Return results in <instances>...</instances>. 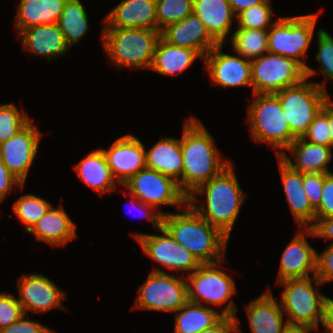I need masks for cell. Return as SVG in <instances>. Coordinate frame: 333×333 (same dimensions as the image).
<instances>
[{
	"instance_id": "cell-23",
	"label": "cell",
	"mask_w": 333,
	"mask_h": 333,
	"mask_svg": "<svg viewBox=\"0 0 333 333\" xmlns=\"http://www.w3.org/2000/svg\"><path fill=\"white\" fill-rule=\"evenodd\" d=\"M77 225L61 204L53 205L27 232L34 234L36 242H46L51 247H64L77 237Z\"/></svg>"
},
{
	"instance_id": "cell-20",
	"label": "cell",
	"mask_w": 333,
	"mask_h": 333,
	"mask_svg": "<svg viewBox=\"0 0 333 333\" xmlns=\"http://www.w3.org/2000/svg\"><path fill=\"white\" fill-rule=\"evenodd\" d=\"M103 28L157 30L156 0H122L103 18Z\"/></svg>"
},
{
	"instance_id": "cell-18",
	"label": "cell",
	"mask_w": 333,
	"mask_h": 333,
	"mask_svg": "<svg viewBox=\"0 0 333 333\" xmlns=\"http://www.w3.org/2000/svg\"><path fill=\"white\" fill-rule=\"evenodd\" d=\"M306 236L315 237V234L311 228H299L283 250L276 283L316 276L317 251L306 240Z\"/></svg>"
},
{
	"instance_id": "cell-26",
	"label": "cell",
	"mask_w": 333,
	"mask_h": 333,
	"mask_svg": "<svg viewBox=\"0 0 333 333\" xmlns=\"http://www.w3.org/2000/svg\"><path fill=\"white\" fill-rule=\"evenodd\" d=\"M193 14L205 24L209 35L224 44L231 33L236 15L228 0H193Z\"/></svg>"
},
{
	"instance_id": "cell-46",
	"label": "cell",
	"mask_w": 333,
	"mask_h": 333,
	"mask_svg": "<svg viewBox=\"0 0 333 333\" xmlns=\"http://www.w3.org/2000/svg\"><path fill=\"white\" fill-rule=\"evenodd\" d=\"M24 186L25 185L7 169L0 159V203H2L13 190V187L22 190Z\"/></svg>"
},
{
	"instance_id": "cell-51",
	"label": "cell",
	"mask_w": 333,
	"mask_h": 333,
	"mask_svg": "<svg viewBox=\"0 0 333 333\" xmlns=\"http://www.w3.org/2000/svg\"><path fill=\"white\" fill-rule=\"evenodd\" d=\"M319 329L309 326V325H302V324H291L287 323L282 333H311V331H318Z\"/></svg>"
},
{
	"instance_id": "cell-47",
	"label": "cell",
	"mask_w": 333,
	"mask_h": 333,
	"mask_svg": "<svg viewBox=\"0 0 333 333\" xmlns=\"http://www.w3.org/2000/svg\"><path fill=\"white\" fill-rule=\"evenodd\" d=\"M240 320L238 317L223 316L211 328L199 333H241Z\"/></svg>"
},
{
	"instance_id": "cell-13",
	"label": "cell",
	"mask_w": 333,
	"mask_h": 333,
	"mask_svg": "<svg viewBox=\"0 0 333 333\" xmlns=\"http://www.w3.org/2000/svg\"><path fill=\"white\" fill-rule=\"evenodd\" d=\"M157 232L161 235L133 231L131 236L133 235L138 241L146 256L169 271H180L183 274L188 272L190 275L201 265L197 258L178 243L163 226Z\"/></svg>"
},
{
	"instance_id": "cell-40",
	"label": "cell",
	"mask_w": 333,
	"mask_h": 333,
	"mask_svg": "<svg viewBox=\"0 0 333 333\" xmlns=\"http://www.w3.org/2000/svg\"><path fill=\"white\" fill-rule=\"evenodd\" d=\"M24 314L17 296L0 292V330L18 321Z\"/></svg>"
},
{
	"instance_id": "cell-5",
	"label": "cell",
	"mask_w": 333,
	"mask_h": 333,
	"mask_svg": "<svg viewBox=\"0 0 333 333\" xmlns=\"http://www.w3.org/2000/svg\"><path fill=\"white\" fill-rule=\"evenodd\" d=\"M247 108V125L252 140L268 144L277 157L296 139L290 131L283 107L275 94H254Z\"/></svg>"
},
{
	"instance_id": "cell-15",
	"label": "cell",
	"mask_w": 333,
	"mask_h": 333,
	"mask_svg": "<svg viewBox=\"0 0 333 333\" xmlns=\"http://www.w3.org/2000/svg\"><path fill=\"white\" fill-rule=\"evenodd\" d=\"M224 44H218L204 57V71L213 85L225 88L251 86V61L238 54L223 53Z\"/></svg>"
},
{
	"instance_id": "cell-35",
	"label": "cell",
	"mask_w": 333,
	"mask_h": 333,
	"mask_svg": "<svg viewBox=\"0 0 333 333\" xmlns=\"http://www.w3.org/2000/svg\"><path fill=\"white\" fill-rule=\"evenodd\" d=\"M193 14V0H156L157 30Z\"/></svg>"
},
{
	"instance_id": "cell-24",
	"label": "cell",
	"mask_w": 333,
	"mask_h": 333,
	"mask_svg": "<svg viewBox=\"0 0 333 333\" xmlns=\"http://www.w3.org/2000/svg\"><path fill=\"white\" fill-rule=\"evenodd\" d=\"M274 298L270 287L245 306L252 333H282L287 320L280 302Z\"/></svg>"
},
{
	"instance_id": "cell-48",
	"label": "cell",
	"mask_w": 333,
	"mask_h": 333,
	"mask_svg": "<svg viewBox=\"0 0 333 333\" xmlns=\"http://www.w3.org/2000/svg\"><path fill=\"white\" fill-rule=\"evenodd\" d=\"M315 237L329 240L328 244H333V216L315 219V223L310 227Z\"/></svg>"
},
{
	"instance_id": "cell-12",
	"label": "cell",
	"mask_w": 333,
	"mask_h": 333,
	"mask_svg": "<svg viewBox=\"0 0 333 333\" xmlns=\"http://www.w3.org/2000/svg\"><path fill=\"white\" fill-rule=\"evenodd\" d=\"M128 193L141 202L153 206L157 211L161 205L183 208L188 197L172 178L150 168H143L122 185Z\"/></svg>"
},
{
	"instance_id": "cell-22",
	"label": "cell",
	"mask_w": 333,
	"mask_h": 333,
	"mask_svg": "<svg viewBox=\"0 0 333 333\" xmlns=\"http://www.w3.org/2000/svg\"><path fill=\"white\" fill-rule=\"evenodd\" d=\"M284 194L294 220L300 228H310L315 223V209L303 187V173L293 170L281 157H277Z\"/></svg>"
},
{
	"instance_id": "cell-41",
	"label": "cell",
	"mask_w": 333,
	"mask_h": 333,
	"mask_svg": "<svg viewBox=\"0 0 333 333\" xmlns=\"http://www.w3.org/2000/svg\"><path fill=\"white\" fill-rule=\"evenodd\" d=\"M325 173H304L303 187L311 206L316 209L322 198Z\"/></svg>"
},
{
	"instance_id": "cell-3",
	"label": "cell",
	"mask_w": 333,
	"mask_h": 333,
	"mask_svg": "<svg viewBox=\"0 0 333 333\" xmlns=\"http://www.w3.org/2000/svg\"><path fill=\"white\" fill-rule=\"evenodd\" d=\"M162 226L201 264L225 260L229 237L202 218L188 203L162 216Z\"/></svg>"
},
{
	"instance_id": "cell-1",
	"label": "cell",
	"mask_w": 333,
	"mask_h": 333,
	"mask_svg": "<svg viewBox=\"0 0 333 333\" xmlns=\"http://www.w3.org/2000/svg\"><path fill=\"white\" fill-rule=\"evenodd\" d=\"M215 141L200 119L191 116L183 122L181 191L187 197L232 163L226 156L223 158Z\"/></svg>"
},
{
	"instance_id": "cell-39",
	"label": "cell",
	"mask_w": 333,
	"mask_h": 333,
	"mask_svg": "<svg viewBox=\"0 0 333 333\" xmlns=\"http://www.w3.org/2000/svg\"><path fill=\"white\" fill-rule=\"evenodd\" d=\"M318 51L315 58L320 65L321 74L327 79L333 81V37L324 29L317 31Z\"/></svg>"
},
{
	"instance_id": "cell-27",
	"label": "cell",
	"mask_w": 333,
	"mask_h": 333,
	"mask_svg": "<svg viewBox=\"0 0 333 333\" xmlns=\"http://www.w3.org/2000/svg\"><path fill=\"white\" fill-rule=\"evenodd\" d=\"M146 167L175 180L181 189L183 155L181 138L161 137L149 150H145Z\"/></svg>"
},
{
	"instance_id": "cell-9",
	"label": "cell",
	"mask_w": 333,
	"mask_h": 333,
	"mask_svg": "<svg viewBox=\"0 0 333 333\" xmlns=\"http://www.w3.org/2000/svg\"><path fill=\"white\" fill-rule=\"evenodd\" d=\"M315 286L323 285L316 276L303 279H288L277 282L281 287L280 305L287 323L309 325L319 329L324 307L329 297Z\"/></svg>"
},
{
	"instance_id": "cell-11",
	"label": "cell",
	"mask_w": 333,
	"mask_h": 333,
	"mask_svg": "<svg viewBox=\"0 0 333 333\" xmlns=\"http://www.w3.org/2000/svg\"><path fill=\"white\" fill-rule=\"evenodd\" d=\"M305 78V69L287 57L268 52L251 60L253 94H275Z\"/></svg>"
},
{
	"instance_id": "cell-36",
	"label": "cell",
	"mask_w": 333,
	"mask_h": 333,
	"mask_svg": "<svg viewBox=\"0 0 333 333\" xmlns=\"http://www.w3.org/2000/svg\"><path fill=\"white\" fill-rule=\"evenodd\" d=\"M273 8L271 0L249 7L236 16V28L269 30L273 22Z\"/></svg>"
},
{
	"instance_id": "cell-21",
	"label": "cell",
	"mask_w": 333,
	"mask_h": 333,
	"mask_svg": "<svg viewBox=\"0 0 333 333\" xmlns=\"http://www.w3.org/2000/svg\"><path fill=\"white\" fill-rule=\"evenodd\" d=\"M161 37L171 45L195 50L202 58L218 45L205 24L194 14L168 25L161 31Z\"/></svg>"
},
{
	"instance_id": "cell-31",
	"label": "cell",
	"mask_w": 333,
	"mask_h": 333,
	"mask_svg": "<svg viewBox=\"0 0 333 333\" xmlns=\"http://www.w3.org/2000/svg\"><path fill=\"white\" fill-rule=\"evenodd\" d=\"M174 333H199L216 324L223 315L211 307L187 302L175 313Z\"/></svg>"
},
{
	"instance_id": "cell-32",
	"label": "cell",
	"mask_w": 333,
	"mask_h": 333,
	"mask_svg": "<svg viewBox=\"0 0 333 333\" xmlns=\"http://www.w3.org/2000/svg\"><path fill=\"white\" fill-rule=\"evenodd\" d=\"M86 9L80 0H67L60 15L58 26L66 44L72 48L89 32Z\"/></svg>"
},
{
	"instance_id": "cell-33",
	"label": "cell",
	"mask_w": 333,
	"mask_h": 333,
	"mask_svg": "<svg viewBox=\"0 0 333 333\" xmlns=\"http://www.w3.org/2000/svg\"><path fill=\"white\" fill-rule=\"evenodd\" d=\"M229 40L232 50L247 60H254L268 53V30L236 28Z\"/></svg>"
},
{
	"instance_id": "cell-44",
	"label": "cell",
	"mask_w": 333,
	"mask_h": 333,
	"mask_svg": "<svg viewBox=\"0 0 333 333\" xmlns=\"http://www.w3.org/2000/svg\"><path fill=\"white\" fill-rule=\"evenodd\" d=\"M333 216V172L325 173L322 198L319 206L315 209V219Z\"/></svg>"
},
{
	"instance_id": "cell-10",
	"label": "cell",
	"mask_w": 333,
	"mask_h": 333,
	"mask_svg": "<svg viewBox=\"0 0 333 333\" xmlns=\"http://www.w3.org/2000/svg\"><path fill=\"white\" fill-rule=\"evenodd\" d=\"M188 302L187 282L182 274L171 275L154 267L138 288L134 309L175 313Z\"/></svg>"
},
{
	"instance_id": "cell-4",
	"label": "cell",
	"mask_w": 333,
	"mask_h": 333,
	"mask_svg": "<svg viewBox=\"0 0 333 333\" xmlns=\"http://www.w3.org/2000/svg\"><path fill=\"white\" fill-rule=\"evenodd\" d=\"M100 35L107 60L115 67L150 69L161 32L142 28H102Z\"/></svg>"
},
{
	"instance_id": "cell-28",
	"label": "cell",
	"mask_w": 333,
	"mask_h": 333,
	"mask_svg": "<svg viewBox=\"0 0 333 333\" xmlns=\"http://www.w3.org/2000/svg\"><path fill=\"white\" fill-rule=\"evenodd\" d=\"M74 170L85 185L100 195L113 193L119 185L112 175L101 148L89 152L74 166Z\"/></svg>"
},
{
	"instance_id": "cell-29",
	"label": "cell",
	"mask_w": 333,
	"mask_h": 333,
	"mask_svg": "<svg viewBox=\"0 0 333 333\" xmlns=\"http://www.w3.org/2000/svg\"><path fill=\"white\" fill-rule=\"evenodd\" d=\"M67 0H20L14 27L17 35L32 26L58 23Z\"/></svg>"
},
{
	"instance_id": "cell-19",
	"label": "cell",
	"mask_w": 333,
	"mask_h": 333,
	"mask_svg": "<svg viewBox=\"0 0 333 333\" xmlns=\"http://www.w3.org/2000/svg\"><path fill=\"white\" fill-rule=\"evenodd\" d=\"M17 37L20 39L24 53L45 58L47 61L65 56L71 49L66 44L57 23L29 27L22 30Z\"/></svg>"
},
{
	"instance_id": "cell-38",
	"label": "cell",
	"mask_w": 333,
	"mask_h": 333,
	"mask_svg": "<svg viewBox=\"0 0 333 333\" xmlns=\"http://www.w3.org/2000/svg\"><path fill=\"white\" fill-rule=\"evenodd\" d=\"M302 139L314 144L330 147L329 100L315 116Z\"/></svg>"
},
{
	"instance_id": "cell-34",
	"label": "cell",
	"mask_w": 333,
	"mask_h": 333,
	"mask_svg": "<svg viewBox=\"0 0 333 333\" xmlns=\"http://www.w3.org/2000/svg\"><path fill=\"white\" fill-rule=\"evenodd\" d=\"M52 204L37 195L23 194L13 202L12 210L16 218L25 226L28 232L33 225L46 213Z\"/></svg>"
},
{
	"instance_id": "cell-14",
	"label": "cell",
	"mask_w": 333,
	"mask_h": 333,
	"mask_svg": "<svg viewBox=\"0 0 333 333\" xmlns=\"http://www.w3.org/2000/svg\"><path fill=\"white\" fill-rule=\"evenodd\" d=\"M18 301L24 314H42L55 308L69 312L62 301L66 293L42 273L23 274L17 280Z\"/></svg>"
},
{
	"instance_id": "cell-30",
	"label": "cell",
	"mask_w": 333,
	"mask_h": 333,
	"mask_svg": "<svg viewBox=\"0 0 333 333\" xmlns=\"http://www.w3.org/2000/svg\"><path fill=\"white\" fill-rule=\"evenodd\" d=\"M197 59L203 60L195 50L171 45L160 37L150 70L168 77L177 76L191 67Z\"/></svg>"
},
{
	"instance_id": "cell-6",
	"label": "cell",
	"mask_w": 333,
	"mask_h": 333,
	"mask_svg": "<svg viewBox=\"0 0 333 333\" xmlns=\"http://www.w3.org/2000/svg\"><path fill=\"white\" fill-rule=\"evenodd\" d=\"M318 16V13L281 16L268 30V52L298 62L305 69L307 79L318 72L304 60L314 38Z\"/></svg>"
},
{
	"instance_id": "cell-42",
	"label": "cell",
	"mask_w": 333,
	"mask_h": 333,
	"mask_svg": "<svg viewBox=\"0 0 333 333\" xmlns=\"http://www.w3.org/2000/svg\"><path fill=\"white\" fill-rule=\"evenodd\" d=\"M316 278L323 286L333 282V244H328L322 253H317Z\"/></svg>"
},
{
	"instance_id": "cell-8",
	"label": "cell",
	"mask_w": 333,
	"mask_h": 333,
	"mask_svg": "<svg viewBox=\"0 0 333 333\" xmlns=\"http://www.w3.org/2000/svg\"><path fill=\"white\" fill-rule=\"evenodd\" d=\"M326 82H313L305 78L297 85L286 87L275 93L279 98L291 134L302 138L315 116L330 99Z\"/></svg>"
},
{
	"instance_id": "cell-37",
	"label": "cell",
	"mask_w": 333,
	"mask_h": 333,
	"mask_svg": "<svg viewBox=\"0 0 333 333\" xmlns=\"http://www.w3.org/2000/svg\"><path fill=\"white\" fill-rule=\"evenodd\" d=\"M30 121L28 114L14 103H0V144L16 135Z\"/></svg>"
},
{
	"instance_id": "cell-43",
	"label": "cell",
	"mask_w": 333,
	"mask_h": 333,
	"mask_svg": "<svg viewBox=\"0 0 333 333\" xmlns=\"http://www.w3.org/2000/svg\"><path fill=\"white\" fill-rule=\"evenodd\" d=\"M26 317L29 316L23 314L18 321L1 329L0 333H56L41 322Z\"/></svg>"
},
{
	"instance_id": "cell-52",
	"label": "cell",
	"mask_w": 333,
	"mask_h": 333,
	"mask_svg": "<svg viewBox=\"0 0 333 333\" xmlns=\"http://www.w3.org/2000/svg\"><path fill=\"white\" fill-rule=\"evenodd\" d=\"M329 132H330V148L333 150V101L329 99Z\"/></svg>"
},
{
	"instance_id": "cell-45",
	"label": "cell",
	"mask_w": 333,
	"mask_h": 333,
	"mask_svg": "<svg viewBox=\"0 0 333 333\" xmlns=\"http://www.w3.org/2000/svg\"><path fill=\"white\" fill-rule=\"evenodd\" d=\"M129 195L130 202L133 204V209L137 208V211L141 213L139 214L144 216V218L151 222V224L155 225L158 230L162 226V216L165 215L166 212L161 211V209L157 211L153 206L141 202L131 194Z\"/></svg>"
},
{
	"instance_id": "cell-2",
	"label": "cell",
	"mask_w": 333,
	"mask_h": 333,
	"mask_svg": "<svg viewBox=\"0 0 333 333\" xmlns=\"http://www.w3.org/2000/svg\"><path fill=\"white\" fill-rule=\"evenodd\" d=\"M198 196L205 198L198 201ZM247 193L241 188L233 163L219 175L199 186L188 197V204L211 225L230 238ZM197 202H202L197 206Z\"/></svg>"
},
{
	"instance_id": "cell-16",
	"label": "cell",
	"mask_w": 333,
	"mask_h": 333,
	"mask_svg": "<svg viewBox=\"0 0 333 333\" xmlns=\"http://www.w3.org/2000/svg\"><path fill=\"white\" fill-rule=\"evenodd\" d=\"M41 131L30 121L16 135L0 144V159L24 185L38 154Z\"/></svg>"
},
{
	"instance_id": "cell-17",
	"label": "cell",
	"mask_w": 333,
	"mask_h": 333,
	"mask_svg": "<svg viewBox=\"0 0 333 333\" xmlns=\"http://www.w3.org/2000/svg\"><path fill=\"white\" fill-rule=\"evenodd\" d=\"M101 149L113 177L120 186L146 167L145 145L131 133L115 139L108 149Z\"/></svg>"
},
{
	"instance_id": "cell-7",
	"label": "cell",
	"mask_w": 333,
	"mask_h": 333,
	"mask_svg": "<svg viewBox=\"0 0 333 333\" xmlns=\"http://www.w3.org/2000/svg\"><path fill=\"white\" fill-rule=\"evenodd\" d=\"M225 260L201 264L190 275H184L187 282L188 301L207 307L223 306L221 314L235 318L237 306L233 300L236 294L234 279L220 269ZM210 304V305H209Z\"/></svg>"
},
{
	"instance_id": "cell-49",
	"label": "cell",
	"mask_w": 333,
	"mask_h": 333,
	"mask_svg": "<svg viewBox=\"0 0 333 333\" xmlns=\"http://www.w3.org/2000/svg\"><path fill=\"white\" fill-rule=\"evenodd\" d=\"M322 326L328 333H333V299L328 298L324 307Z\"/></svg>"
},
{
	"instance_id": "cell-50",
	"label": "cell",
	"mask_w": 333,
	"mask_h": 333,
	"mask_svg": "<svg viewBox=\"0 0 333 333\" xmlns=\"http://www.w3.org/2000/svg\"><path fill=\"white\" fill-rule=\"evenodd\" d=\"M234 14L237 16L249 7L264 3L266 0H228Z\"/></svg>"
},
{
	"instance_id": "cell-25",
	"label": "cell",
	"mask_w": 333,
	"mask_h": 333,
	"mask_svg": "<svg viewBox=\"0 0 333 333\" xmlns=\"http://www.w3.org/2000/svg\"><path fill=\"white\" fill-rule=\"evenodd\" d=\"M286 151L291 153L293 161ZM280 157L293 170L303 174L333 172L328 169V164L333 160V150L302 138L295 139Z\"/></svg>"
}]
</instances>
